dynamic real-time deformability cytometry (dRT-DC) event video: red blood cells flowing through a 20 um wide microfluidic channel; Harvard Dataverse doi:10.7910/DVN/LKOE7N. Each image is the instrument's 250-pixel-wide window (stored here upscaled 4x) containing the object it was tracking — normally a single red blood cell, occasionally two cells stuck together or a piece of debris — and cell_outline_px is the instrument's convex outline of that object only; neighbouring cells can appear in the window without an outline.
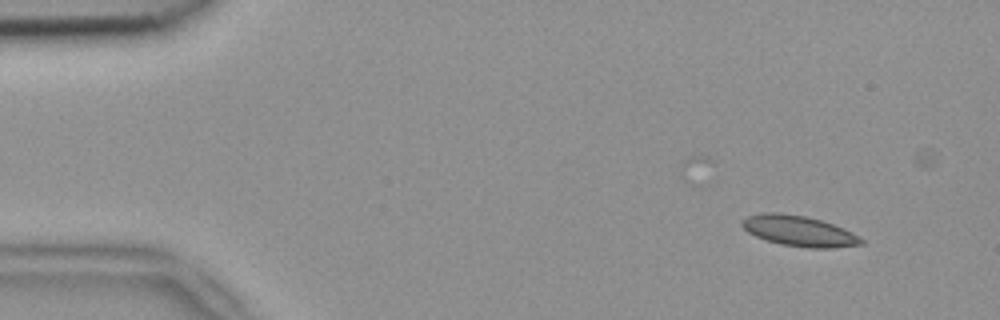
{"species": "common noctule bat (a hibernating species)", "species_latin": "Nyctalus noctula", "temperature_condition": "room temperature", "stored_images_in_passage": 4, "camera_frame_rate_fps": 3000, "um_per_image_px": 0.085, "animal": {"sex": "female", "body_mass_g": 18.4}, "frame": {"image": 1, "passage_image": 1, "time_ms": 0.0, "image_size_px": [1000, 320], "cell_outline_px": [[864, 244], [832, 248], [808, 248], [780, 244], [756, 236], [748, 232], [740, 224], [748, 216], [760, 212], [776, 212], [804, 216], [820, 220], [844, 228], [852, 232], [864, 240]], "centroid_in_image_um": [67.93, 19.63], "position_along_channel_um": 17.1, "area_um2": 21.1}}